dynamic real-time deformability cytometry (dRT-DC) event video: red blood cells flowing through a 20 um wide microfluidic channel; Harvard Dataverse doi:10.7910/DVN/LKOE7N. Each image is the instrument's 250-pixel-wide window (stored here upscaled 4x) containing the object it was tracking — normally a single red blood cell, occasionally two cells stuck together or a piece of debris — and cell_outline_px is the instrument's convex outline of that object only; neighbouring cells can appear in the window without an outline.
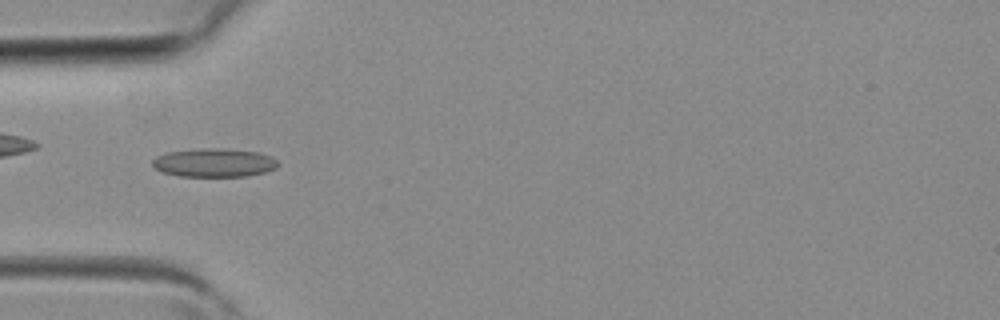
{"species": "common noctule bat (a hibernating species)", "species_latin": "Nyctalus noctula", "temperature_condition": "room temperature", "stored_images_in_passage": 4, "camera_frame_rate_fps": 3000, "um_per_image_px": 0.085, "animal": {"sex": "female", "body_mass_g": 19.3, "forearm_length_mm": 54.1}, "frame": {"image": 1, "passage_image": 3, "time_ms": 0.667, "image_size_px": [1000, 320], "cell_outline_px": [[280, 164], [276, 168], [264, 172], [248, 176], [180, 176], [160, 172], [152, 164], [152, 160], [156, 156], [168, 152], [212, 148], [228, 148], [256, 152], [272, 156]], "centroid_in_image_um": [18.22, 13.83], "position_along_channel_um": 66.8, "area_um2": 20.87}}
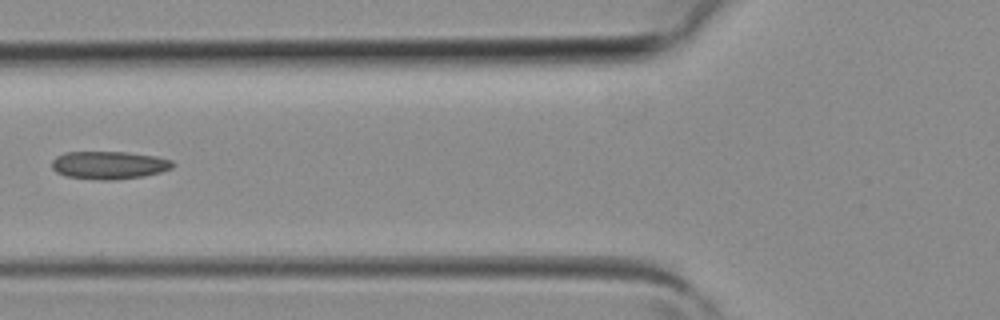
{"frame": {"image": 2, "passage_image": 4, "time_ms": 1.0, "image_size_px": [1000, 320], "cell_outline_px": [[176, 164], [172, 168], [160, 172], [144, 176], [116, 180], [100, 180], [64, 176], [56, 172], [52, 168], [52, 160], [56, 156], [64, 152], [128, 152], [156, 156], [172, 160]], "centroid_in_image_um": [9.27, 14.03], "position_along_channel_um": 116.5, "area_um2": 19.88}}